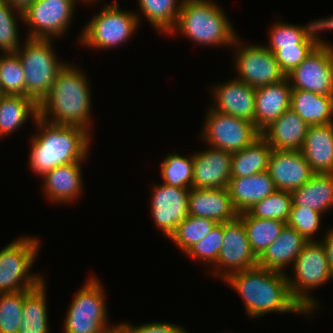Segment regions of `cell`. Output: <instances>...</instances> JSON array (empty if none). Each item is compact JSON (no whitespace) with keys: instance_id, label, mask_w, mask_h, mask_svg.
<instances>
[{"instance_id":"16","label":"cell","mask_w":333,"mask_h":333,"mask_svg":"<svg viewBox=\"0 0 333 333\" xmlns=\"http://www.w3.org/2000/svg\"><path fill=\"white\" fill-rule=\"evenodd\" d=\"M267 172L276 189L287 192L300 188L315 174L301 151L276 149L271 152Z\"/></svg>"},{"instance_id":"23","label":"cell","mask_w":333,"mask_h":333,"mask_svg":"<svg viewBox=\"0 0 333 333\" xmlns=\"http://www.w3.org/2000/svg\"><path fill=\"white\" fill-rule=\"evenodd\" d=\"M308 242L296 229L286 224L275 241L258 257V266L285 273V268L289 264L293 266Z\"/></svg>"},{"instance_id":"19","label":"cell","mask_w":333,"mask_h":333,"mask_svg":"<svg viewBox=\"0 0 333 333\" xmlns=\"http://www.w3.org/2000/svg\"><path fill=\"white\" fill-rule=\"evenodd\" d=\"M269 42L264 45L274 53L276 50L289 46H317L322 39L320 32L333 30V16L310 21L305 26L275 21L269 28Z\"/></svg>"},{"instance_id":"21","label":"cell","mask_w":333,"mask_h":333,"mask_svg":"<svg viewBox=\"0 0 333 333\" xmlns=\"http://www.w3.org/2000/svg\"><path fill=\"white\" fill-rule=\"evenodd\" d=\"M291 91L287 77L256 88L254 125L260 133L290 109Z\"/></svg>"},{"instance_id":"18","label":"cell","mask_w":333,"mask_h":333,"mask_svg":"<svg viewBox=\"0 0 333 333\" xmlns=\"http://www.w3.org/2000/svg\"><path fill=\"white\" fill-rule=\"evenodd\" d=\"M212 109L254 123L256 88L236 78L212 87Z\"/></svg>"},{"instance_id":"40","label":"cell","mask_w":333,"mask_h":333,"mask_svg":"<svg viewBox=\"0 0 333 333\" xmlns=\"http://www.w3.org/2000/svg\"><path fill=\"white\" fill-rule=\"evenodd\" d=\"M223 241V223H217L211 232L194 244L185 254L191 259L213 266L218 258Z\"/></svg>"},{"instance_id":"33","label":"cell","mask_w":333,"mask_h":333,"mask_svg":"<svg viewBox=\"0 0 333 333\" xmlns=\"http://www.w3.org/2000/svg\"><path fill=\"white\" fill-rule=\"evenodd\" d=\"M140 11L160 33L169 34L175 27L183 0H137Z\"/></svg>"},{"instance_id":"3","label":"cell","mask_w":333,"mask_h":333,"mask_svg":"<svg viewBox=\"0 0 333 333\" xmlns=\"http://www.w3.org/2000/svg\"><path fill=\"white\" fill-rule=\"evenodd\" d=\"M34 123L38 132L29 139V166L33 172L42 177L55 167L87 159L91 134L84 128L53 124L40 117Z\"/></svg>"},{"instance_id":"38","label":"cell","mask_w":333,"mask_h":333,"mask_svg":"<svg viewBox=\"0 0 333 333\" xmlns=\"http://www.w3.org/2000/svg\"><path fill=\"white\" fill-rule=\"evenodd\" d=\"M291 192L276 190L256 203L248 213L259 219H276L287 222L292 208Z\"/></svg>"},{"instance_id":"32","label":"cell","mask_w":333,"mask_h":333,"mask_svg":"<svg viewBox=\"0 0 333 333\" xmlns=\"http://www.w3.org/2000/svg\"><path fill=\"white\" fill-rule=\"evenodd\" d=\"M238 218L245 225L251 250L257 258L275 241L286 225V222L276 219L253 217L248 212L240 213Z\"/></svg>"},{"instance_id":"29","label":"cell","mask_w":333,"mask_h":333,"mask_svg":"<svg viewBox=\"0 0 333 333\" xmlns=\"http://www.w3.org/2000/svg\"><path fill=\"white\" fill-rule=\"evenodd\" d=\"M31 117H39L38 104L30 97L0 94V139L13 134Z\"/></svg>"},{"instance_id":"2","label":"cell","mask_w":333,"mask_h":333,"mask_svg":"<svg viewBox=\"0 0 333 333\" xmlns=\"http://www.w3.org/2000/svg\"><path fill=\"white\" fill-rule=\"evenodd\" d=\"M85 75L79 66L66 63L38 104L39 117L49 123L79 126L91 132L92 99Z\"/></svg>"},{"instance_id":"47","label":"cell","mask_w":333,"mask_h":333,"mask_svg":"<svg viewBox=\"0 0 333 333\" xmlns=\"http://www.w3.org/2000/svg\"><path fill=\"white\" fill-rule=\"evenodd\" d=\"M80 1H82L83 3L85 2V4H86V3H92V1L94 2L95 0H80Z\"/></svg>"},{"instance_id":"4","label":"cell","mask_w":333,"mask_h":333,"mask_svg":"<svg viewBox=\"0 0 333 333\" xmlns=\"http://www.w3.org/2000/svg\"><path fill=\"white\" fill-rule=\"evenodd\" d=\"M197 44L231 46L238 37L224 10L211 0H183L172 31Z\"/></svg>"},{"instance_id":"45","label":"cell","mask_w":333,"mask_h":333,"mask_svg":"<svg viewBox=\"0 0 333 333\" xmlns=\"http://www.w3.org/2000/svg\"><path fill=\"white\" fill-rule=\"evenodd\" d=\"M3 1H6L9 5L15 6L16 8L23 10L33 0H3Z\"/></svg>"},{"instance_id":"12","label":"cell","mask_w":333,"mask_h":333,"mask_svg":"<svg viewBox=\"0 0 333 333\" xmlns=\"http://www.w3.org/2000/svg\"><path fill=\"white\" fill-rule=\"evenodd\" d=\"M241 42L237 37L232 45L233 48L238 47L234 56L235 69L238 72L236 79L258 88L286 78L274 54L264 45L243 46Z\"/></svg>"},{"instance_id":"11","label":"cell","mask_w":333,"mask_h":333,"mask_svg":"<svg viewBox=\"0 0 333 333\" xmlns=\"http://www.w3.org/2000/svg\"><path fill=\"white\" fill-rule=\"evenodd\" d=\"M80 0H33L22 10L28 27V38L53 39L64 36L73 21L76 3Z\"/></svg>"},{"instance_id":"37","label":"cell","mask_w":333,"mask_h":333,"mask_svg":"<svg viewBox=\"0 0 333 333\" xmlns=\"http://www.w3.org/2000/svg\"><path fill=\"white\" fill-rule=\"evenodd\" d=\"M19 19L23 21L22 10L0 0V51L2 54L15 53L21 46L17 23Z\"/></svg>"},{"instance_id":"5","label":"cell","mask_w":333,"mask_h":333,"mask_svg":"<svg viewBox=\"0 0 333 333\" xmlns=\"http://www.w3.org/2000/svg\"><path fill=\"white\" fill-rule=\"evenodd\" d=\"M52 39L26 38L15 52L23 66L26 97L37 104L48 94L60 70L66 65L57 59L52 48Z\"/></svg>"},{"instance_id":"36","label":"cell","mask_w":333,"mask_h":333,"mask_svg":"<svg viewBox=\"0 0 333 333\" xmlns=\"http://www.w3.org/2000/svg\"><path fill=\"white\" fill-rule=\"evenodd\" d=\"M22 63L16 53L0 54V82L2 95L26 97V82Z\"/></svg>"},{"instance_id":"1","label":"cell","mask_w":333,"mask_h":333,"mask_svg":"<svg viewBox=\"0 0 333 333\" xmlns=\"http://www.w3.org/2000/svg\"><path fill=\"white\" fill-rule=\"evenodd\" d=\"M223 281L239 294L249 317H263L272 312L310 315L292 296L287 273L257 265L251 269L233 272Z\"/></svg>"},{"instance_id":"6","label":"cell","mask_w":333,"mask_h":333,"mask_svg":"<svg viewBox=\"0 0 333 333\" xmlns=\"http://www.w3.org/2000/svg\"><path fill=\"white\" fill-rule=\"evenodd\" d=\"M40 240L19 237L0 250V294L34 289L45 279L30 269L40 248Z\"/></svg>"},{"instance_id":"24","label":"cell","mask_w":333,"mask_h":333,"mask_svg":"<svg viewBox=\"0 0 333 333\" xmlns=\"http://www.w3.org/2000/svg\"><path fill=\"white\" fill-rule=\"evenodd\" d=\"M300 151L314 173L333 174V123L309 126Z\"/></svg>"},{"instance_id":"27","label":"cell","mask_w":333,"mask_h":333,"mask_svg":"<svg viewBox=\"0 0 333 333\" xmlns=\"http://www.w3.org/2000/svg\"><path fill=\"white\" fill-rule=\"evenodd\" d=\"M292 207H307L319 213L333 208V174L315 173L300 188L291 192Z\"/></svg>"},{"instance_id":"20","label":"cell","mask_w":333,"mask_h":333,"mask_svg":"<svg viewBox=\"0 0 333 333\" xmlns=\"http://www.w3.org/2000/svg\"><path fill=\"white\" fill-rule=\"evenodd\" d=\"M188 214L226 223L238 218L227 188H191L188 197Z\"/></svg>"},{"instance_id":"26","label":"cell","mask_w":333,"mask_h":333,"mask_svg":"<svg viewBox=\"0 0 333 333\" xmlns=\"http://www.w3.org/2000/svg\"><path fill=\"white\" fill-rule=\"evenodd\" d=\"M227 189L239 214L248 212L256 203L277 190L267 170L247 177H231Z\"/></svg>"},{"instance_id":"25","label":"cell","mask_w":333,"mask_h":333,"mask_svg":"<svg viewBox=\"0 0 333 333\" xmlns=\"http://www.w3.org/2000/svg\"><path fill=\"white\" fill-rule=\"evenodd\" d=\"M309 125L291 108L262 132L261 136L276 150L300 151Z\"/></svg>"},{"instance_id":"46","label":"cell","mask_w":333,"mask_h":333,"mask_svg":"<svg viewBox=\"0 0 333 333\" xmlns=\"http://www.w3.org/2000/svg\"><path fill=\"white\" fill-rule=\"evenodd\" d=\"M116 325L110 328L106 333H130L121 323H117Z\"/></svg>"},{"instance_id":"8","label":"cell","mask_w":333,"mask_h":333,"mask_svg":"<svg viewBox=\"0 0 333 333\" xmlns=\"http://www.w3.org/2000/svg\"><path fill=\"white\" fill-rule=\"evenodd\" d=\"M294 276H288V285L292 296L310 314L318 309V302L311 291L330 281L332 277L326 251L322 243L309 241L301 250L293 264ZM312 289V290H311Z\"/></svg>"},{"instance_id":"13","label":"cell","mask_w":333,"mask_h":333,"mask_svg":"<svg viewBox=\"0 0 333 333\" xmlns=\"http://www.w3.org/2000/svg\"><path fill=\"white\" fill-rule=\"evenodd\" d=\"M286 77L292 89L333 96V46L322 40Z\"/></svg>"},{"instance_id":"17","label":"cell","mask_w":333,"mask_h":333,"mask_svg":"<svg viewBox=\"0 0 333 333\" xmlns=\"http://www.w3.org/2000/svg\"><path fill=\"white\" fill-rule=\"evenodd\" d=\"M232 153L209 147L193 153L192 188H227L231 178Z\"/></svg>"},{"instance_id":"15","label":"cell","mask_w":333,"mask_h":333,"mask_svg":"<svg viewBox=\"0 0 333 333\" xmlns=\"http://www.w3.org/2000/svg\"><path fill=\"white\" fill-rule=\"evenodd\" d=\"M189 188H174L161 183L153 184L150 213L153 223L168 238L188 216Z\"/></svg>"},{"instance_id":"41","label":"cell","mask_w":333,"mask_h":333,"mask_svg":"<svg viewBox=\"0 0 333 333\" xmlns=\"http://www.w3.org/2000/svg\"><path fill=\"white\" fill-rule=\"evenodd\" d=\"M323 214L307 207H292L287 225L296 229L308 241H317L314 235L318 232L321 225Z\"/></svg>"},{"instance_id":"44","label":"cell","mask_w":333,"mask_h":333,"mask_svg":"<svg viewBox=\"0 0 333 333\" xmlns=\"http://www.w3.org/2000/svg\"><path fill=\"white\" fill-rule=\"evenodd\" d=\"M326 231L320 242L325 248L329 271L333 277V226Z\"/></svg>"},{"instance_id":"42","label":"cell","mask_w":333,"mask_h":333,"mask_svg":"<svg viewBox=\"0 0 333 333\" xmlns=\"http://www.w3.org/2000/svg\"><path fill=\"white\" fill-rule=\"evenodd\" d=\"M316 46H289L276 50L273 54L285 75L289 74L312 52Z\"/></svg>"},{"instance_id":"7","label":"cell","mask_w":333,"mask_h":333,"mask_svg":"<svg viewBox=\"0 0 333 333\" xmlns=\"http://www.w3.org/2000/svg\"><path fill=\"white\" fill-rule=\"evenodd\" d=\"M139 14L119 8L117 0L104 3L79 36L82 45L97 49H111L129 41L140 26Z\"/></svg>"},{"instance_id":"39","label":"cell","mask_w":333,"mask_h":333,"mask_svg":"<svg viewBox=\"0 0 333 333\" xmlns=\"http://www.w3.org/2000/svg\"><path fill=\"white\" fill-rule=\"evenodd\" d=\"M24 291L0 294V333H18L22 322Z\"/></svg>"},{"instance_id":"28","label":"cell","mask_w":333,"mask_h":333,"mask_svg":"<svg viewBox=\"0 0 333 333\" xmlns=\"http://www.w3.org/2000/svg\"><path fill=\"white\" fill-rule=\"evenodd\" d=\"M290 108L309 126L333 123V96L292 89Z\"/></svg>"},{"instance_id":"30","label":"cell","mask_w":333,"mask_h":333,"mask_svg":"<svg viewBox=\"0 0 333 333\" xmlns=\"http://www.w3.org/2000/svg\"><path fill=\"white\" fill-rule=\"evenodd\" d=\"M45 280L36 288L24 290L22 322L18 333H49Z\"/></svg>"},{"instance_id":"10","label":"cell","mask_w":333,"mask_h":333,"mask_svg":"<svg viewBox=\"0 0 333 333\" xmlns=\"http://www.w3.org/2000/svg\"><path fill=\"white\" fill-rule=\"evenodd\" d=\"M208 109L200 136L209 147L233 153L261 136L253 122Z\"/></svg>"},{"instance_id":"22","label":"cell","mask_w":333,"mask_h":333,"mask_svg":"<svg viewBox=\"0 0 333 333\" xmlns=\"http://www.w3.org/2000/svg\"><path fill=\"white\" fill-rule=\"evenodd\" d=\"M82 162L58 166L45 173L42 176L45 197L56 204L77 201L83 191Z\"/></svg>"},{"instance_id":"31","label":"cell","mask_w":333,"mask_h":333,"mask_svg":"<svg viewBox=\"0 0 333 333\" xmlns=\"http://www.w3.org/2000/svg\"><path fill=\"white\" fill-rule=\"evenodd\" d=\"M273 148L260 136L251 145L232 153L231 177H247L268 169Z\"/></svg>"},{"instance_id":"9","label":"cell","mask_w":333,"mask_h":333,"mask_svg":"<svg viewBox=\"0 0 333 333\" xmlns=\"http://www.w3.org/2000/svg\"><path fill=\"white\" fill-rule=\"evenodd\" d=\"M104 287L98 277L90 279L77 292L64 320V333H106L108 324Z\"/></svg>"},{"instance_id":"14","label":"cell","mask_w":333,"mask_h":333,"mask_svg":"<svg viewBox=\"0 0 333 333\" xmlns=\"http://www.w3.org/2000/svg\"><path fill=\"white\" fill-rule=\"evenodd\" d=\"M257 265L258 258L251 250L244 223L239 218L223 223L222 247L216 263L212 266V275L224 280L233 272L251 269Z\"/></svg>"},{"instance_id":"43","label":"cell","mask_w":333,"mask_h":333,"mask_svg":"<svg viewBox=\"0 0 333 333\" xmlns=\"http://www.w3.org/2000/svg\"><path fill=\"white\" fill-rule=\"evenodd\" d=\"M130 333H188L181 325L169 322H147L132 326L130 323H121Z\"/></svg>"},{"instance_id":"34","label":"cell","mask_w":333,"mask_h":333,"mask_svg":"<svg viewBox=\"0 0 333 333\" xmlns=\"http://www.w3.org/2000/svg\"><path fill=\"white\" fill-rule=\"evenodd\" d=\"M161 177L164 184L174 188H192L193 182V154L185 157L170 153L161 163Z\"/></svg>"},{"instance_id":"35","label":"cell","mask_w":333,"mask_h":333,"mask_svg":"<svg viewBox=\"0 0 333 333\" xmlns=\"http://www.w3.org/2000/svg\"><path fill=\"white\" fill-rule=\"evenodd\" d=\"M216 224L214 220L189 215L177 226L170 240L185 254L194 244L205 238Z\"/></svg>"}]
</instances>
